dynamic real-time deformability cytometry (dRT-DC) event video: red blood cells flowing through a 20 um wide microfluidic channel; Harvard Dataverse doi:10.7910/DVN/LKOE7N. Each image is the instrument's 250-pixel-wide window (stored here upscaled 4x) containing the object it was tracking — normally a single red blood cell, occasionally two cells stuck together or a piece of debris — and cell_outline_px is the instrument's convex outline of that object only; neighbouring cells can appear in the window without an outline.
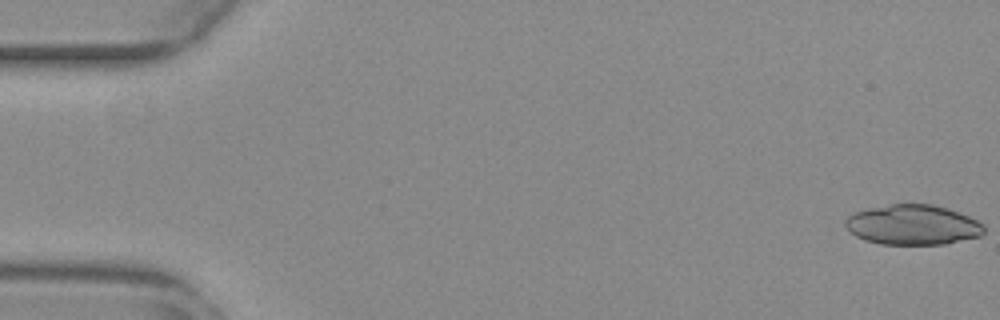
{"species": "common noctule bat (a hibernating species)", "species_latin": "Nyctalus noctula", "temperature_condition": "warm", "stored_images_in_passage": 12, "camera_frame_rate_fps": 3000, "um_per_image_px": 0.085, "animal": {"sex": "female", "body_mass_g": 29.2, "forearm_length_mm": 56.3}, "frame": {"image": 1, "passage_image": 1, "time_ms": 0.0, "image_size_px": [1000, 320], "cell_outline_px": [[984, 232], [980, 236], [944, 244], [880, 244], [864, 240], [856, 236], [844, 224], [844, 220], [852, 212], [868, 208], [892, 204], [932, 204], [960, 212], [984, 224]], "centroid_in_image_um": [77.57, 19.1], "position_along_channel_um": 7.4, "area_um2": 32.37}}